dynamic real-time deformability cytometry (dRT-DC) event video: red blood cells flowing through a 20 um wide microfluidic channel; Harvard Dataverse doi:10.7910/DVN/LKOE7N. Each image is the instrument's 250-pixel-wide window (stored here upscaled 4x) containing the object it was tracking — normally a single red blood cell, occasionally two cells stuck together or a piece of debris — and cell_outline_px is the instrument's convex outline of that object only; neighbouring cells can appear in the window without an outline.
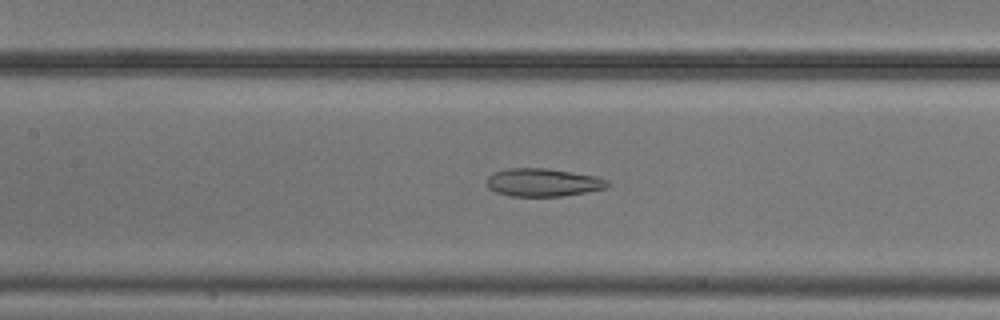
{"species": "common noctule bat (a hibernating species)", "species_latin": "Nyctalus noctula", "temperature_condition": "cold", "stored_images_in_passage": 53, "camera_frame_rate_fps": 3000, "um_per_image_px": 0.085, "animal": {"sex": "male", "body_mass_g": 20.5, "forearm_length_mm": 52.5}, "frame": {"image": 1, "passage_image": 24, "time_ms": 7.667, "image_size_px": [1000, 320], "cell_outline_px": [[608, 188], [560, 196], [512, 196], [496, 192], [488, 188], [488, 176], [496, 172], [508, 168], [544, 168], [596, 176], [608, 180]], "centroid_in_image_um": [46.16, 15.51], "position_along_channel_um": 161.2, "area_um2": 19.42}}
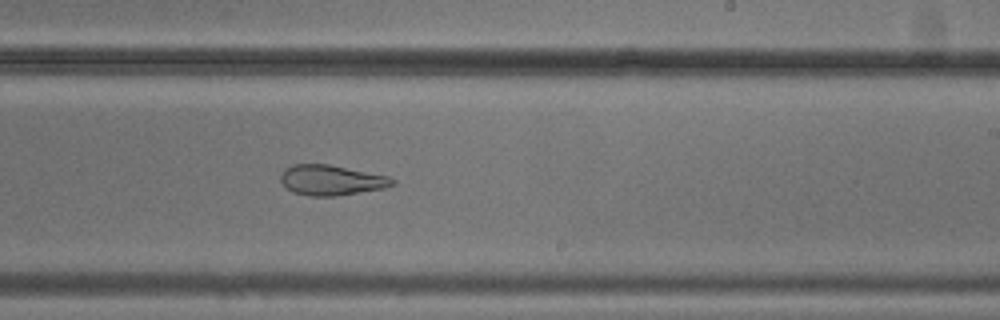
{"frame": {"image": 2, "passage_image": 32, "time_ms": 10.333, "image_size_px": [1000, 320], "cell_outline_px": [[396, 184], [384, 188], [336, 196], [308, 196], [292, 192], [280, 180], [280, 176], [284, 168], [292, 164], [328, 164], [388, 176], [396, 180]], "centroid_in_image_um": [28.15, 15.31], "position_along_channel_um": 260.8, "area_um2": 19.71}}
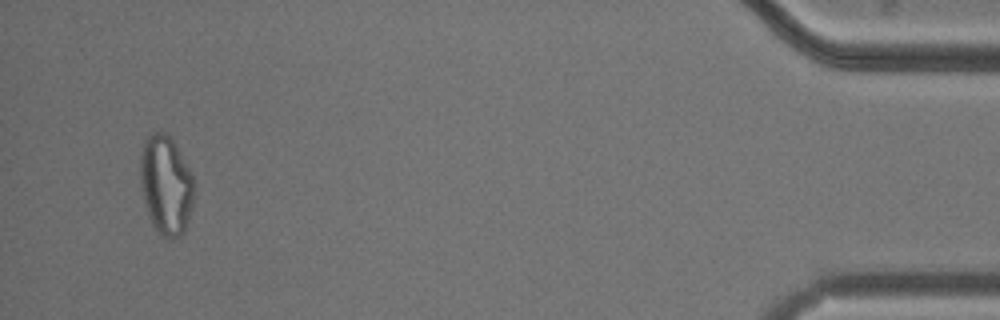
{"frame": {"image": 3, "passage_image": 51, "time_ms": 16.667, "image_size_px": [1000, 320], "cell_outline_px": [[192, 204], [184, 232], [180, 236], [172, 240], [164, 240], [160, 236], [152, 224], [148, 212], [140, 180], [140, 156], [144, 140], [152, 132], [164, 132], [172, 140], [180, 152], [192, 176]], "centroid_in_image_um": [14.08, 15.76], "position_along_channel_um": 421.1, "area_um2": 30.69}, "authors_computed_cell_mechanics": {"area_um2": 27.0504, "velocity_mm_per_s": 3.746, "shape_relaxation_time_tau1_ms": null, "shape_relaxation_time_tau2_ms": 2.4212, "deformation_change_tau1": null, "deformation_change_tau2": 0.1104}}